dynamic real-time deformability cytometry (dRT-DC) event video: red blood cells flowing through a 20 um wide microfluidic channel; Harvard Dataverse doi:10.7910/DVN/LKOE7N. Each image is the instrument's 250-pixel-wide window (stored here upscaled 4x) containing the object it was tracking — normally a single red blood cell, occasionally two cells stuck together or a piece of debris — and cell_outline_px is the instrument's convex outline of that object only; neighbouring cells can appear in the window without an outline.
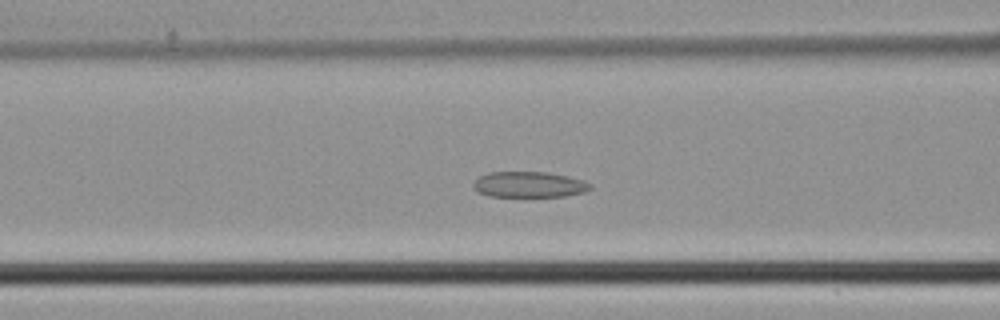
{"species": "common noctule bat (a hibernating species)", "species_latin": "Nyctalus noctula", "temperature_condition": "cold", "stored_images_in_passage": 31, "camera_frame_rate_fps": 3000, "um_per_image_px": 0.085, "animal": {"sex": "male", "body_mass_g": 21.5, "forearm_length_mm": 52.0}, "frame": {"image": 1, "passage_image": 9, "time_ms": 2.667, "image_size_px": [1000, 320], "cell_outline_px": [[592, 188], [584, 192], [564, 196], [488, 196], [476, 192], [472, 188], [472, 184], [480, 176], [488, 172], [548, 172], [568, 176], [584, 180], [592, 184]], "centroid_in_image_um": [44.96, 15.68], "position_along_channel_um": 121.6, "area_um2": 17.69}}
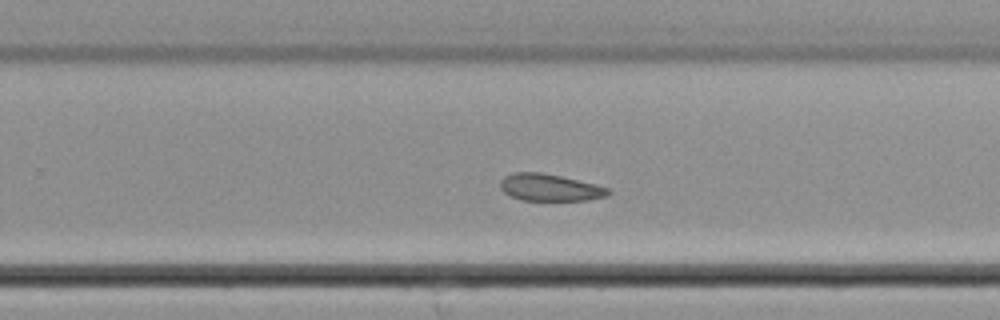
{"frame": {"image": 2, "passage_image": 20, "time_ms": 6.333, "image_size_px": [1000, 320], "cell_outline_px": [[612, 192], [608, 196], [588, 200], [520, 200], [504, 192], [500, 188], [500, 180], [504, 176], [512, 172], [540, 172], [560, 176], [596, 184], [612, 188]], "centroid_in_image_um": [46.77, 15.93], "position_along_channel_um": 283.0, "area_um2": 17.17}}
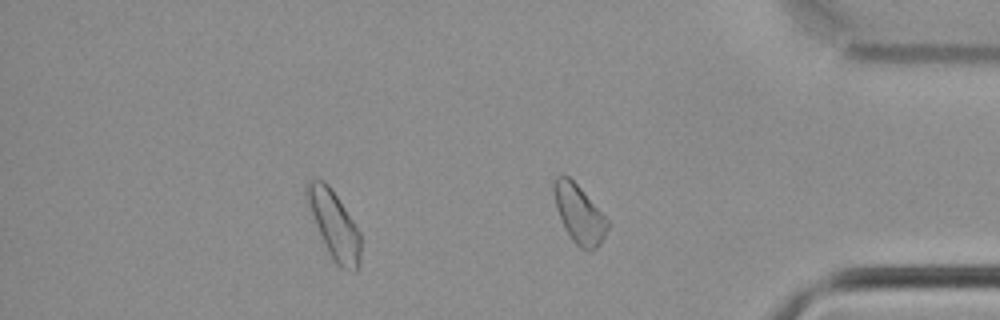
{"frame": {"image": 3, "passage_image": 28, "time_ms": 9.0, "image_size_px": [1000, 320], "cell_outline_px": [[360, 260], [356, 272], [352, 272], [336, 264], [332, 260], [320, 236], [304, 196], [304, 188], [308, 180], [324, 180], [328, 184], [360, 232]], "centroid_in_image_um": [28.37, 19.11], "position_along_channel_um": 406.8, "area_um2": 21.1}}